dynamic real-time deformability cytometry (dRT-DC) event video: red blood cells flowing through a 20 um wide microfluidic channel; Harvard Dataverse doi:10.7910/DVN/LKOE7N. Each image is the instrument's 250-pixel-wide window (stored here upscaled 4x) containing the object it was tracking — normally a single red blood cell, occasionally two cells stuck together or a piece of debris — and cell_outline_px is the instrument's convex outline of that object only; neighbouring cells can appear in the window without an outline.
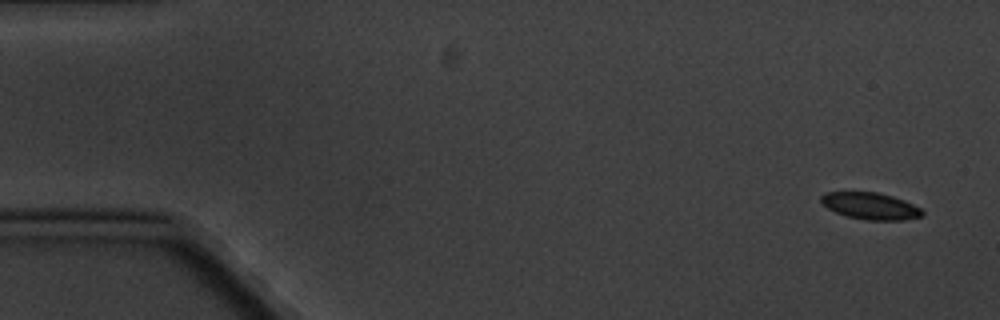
{"species": "common noctule bat (a hibernating species)", "species_latin": "Nyctalus noctula", "temperature_condition": "cold", "stored_images_in_passage": 6, "camera_frame_rate_fps": 3000, "um_per_image_px": 0.085, "animal": {"sex": "male", "body_mass_g": 20.1, "forearm_length_mm": 53.5}, "frame": {"image": 1, "passage_image": 1, "time_ms": 0.0, "image_size_px": [1000, 320], "cell_outline_px": [[924, 212], [920, 216], [904, 220], [868, 220], [848, 216], [836, 212], [828, 208], [820, 200], [820, 196], [824, 192], [876, 192], [892, 196], [904, 200], [920, 208]], "centroid_in_image_um": [73.97, 17.5], "position_along_channel_um": 11.0, "area_um2": 15.61}}
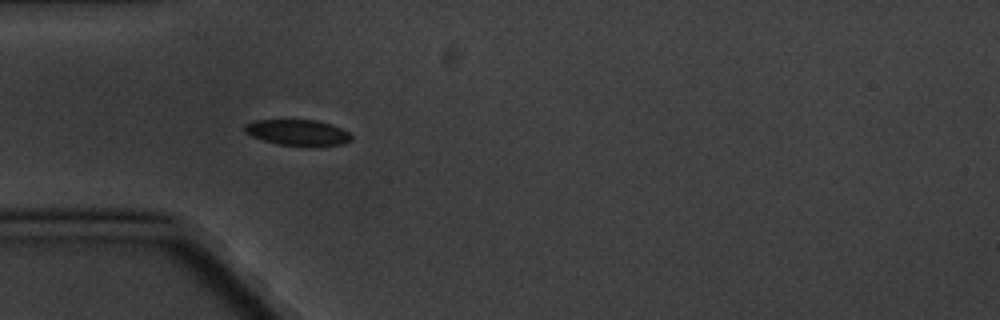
{"frame": {"image": 2, "passage_image": 5, "time_ms": 5.0, "image_size_px": [1000, 320], "cell_outline_px": [[352, 140], [344, 144], [316, 148], [308, 148], [276, 144], [252, 136], [244, 132], [244, 124], [256, 120], [316, 120], [340, 128], [348, 132], [352, 136]], "centroid_in_image_um": [25.33, 11.31], "position_along_channel_um": 59.7, "area_um2": 16.59}}